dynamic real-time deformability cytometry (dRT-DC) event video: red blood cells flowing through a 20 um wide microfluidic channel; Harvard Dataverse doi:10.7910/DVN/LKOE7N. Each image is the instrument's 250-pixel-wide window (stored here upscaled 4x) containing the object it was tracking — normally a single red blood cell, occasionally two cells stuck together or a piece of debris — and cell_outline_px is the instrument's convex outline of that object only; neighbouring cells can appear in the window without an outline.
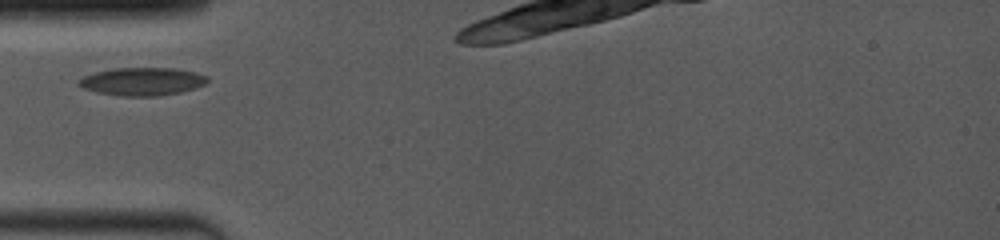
{"species": "common noctule bat (a hibernating species)", "species_latin": "Nyctalus noctula", "temperature_condition": "room temperature", "stored_images_in_passage": 23, "camera_frame_rate_fps": 4000, "um_per_image_px": 0.085, "animal": {"sex": "female", "body_mass_g": 19.0, "forearm_length_mm": 53.3}, "frame": {"image": 1, "passage_image": 1, "time_ms": 0.0, "image_size_px": [1000, 240], "cell_outline_px": [[208, 80], [204, 84], [196, 88], [180, 92], [156, 96], [120, 96], [96, 92], [84, 88], [76, 84], [76, 80], [84, 76], [96, 72], [116, 68], [172, 68], [192, 72], [208, 76]], "centroid_in_image_um": [12.05, 6.93], "position_along_channel_um": 72.9, "area_um2": 20.87}}
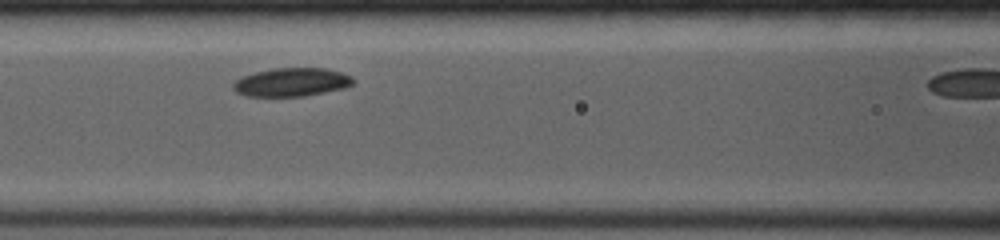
{"frame": {"image": 2, "passage_image": 12, "time_ms": 1.75, "image_size_px": [1000, 240], "cell_outline_px": [[356, 80], [352, 84], [344, 88], [304, 96], [244, 96], [236, 92], [232, 88], [232, 84], [236, 80], [244, 76], [256, 72], [272, 68], [324, 68], [340, 72], [352, 76]], "centroid_in_image_um": [24.78, 6.98], "position_along_channel_um": 141.8, "area_um2": 19.88}}